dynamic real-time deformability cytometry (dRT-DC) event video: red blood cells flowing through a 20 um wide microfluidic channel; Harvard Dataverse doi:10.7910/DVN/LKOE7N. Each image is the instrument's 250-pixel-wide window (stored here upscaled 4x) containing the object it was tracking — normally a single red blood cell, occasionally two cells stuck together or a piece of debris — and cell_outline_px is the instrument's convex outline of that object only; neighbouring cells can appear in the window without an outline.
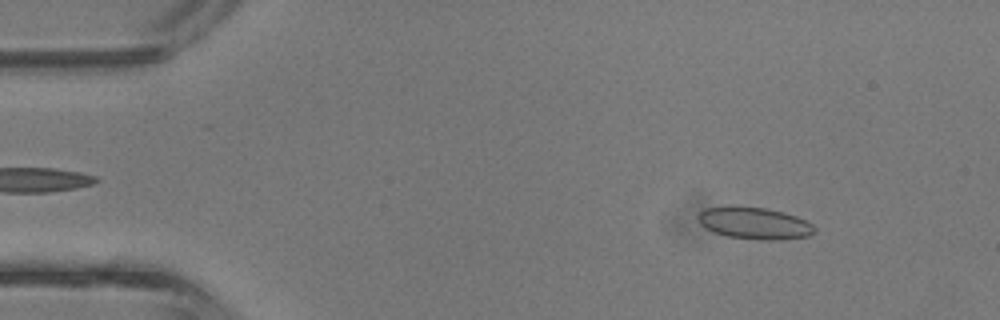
{"species": "common noctule bat (a hibernating species)", "species_latin": "Nyctalus noctula", "temperature_condition": "room temperature", "stored_images_in_passage": 42, "camera_frame_rate_fps": 3000, "um_per_image_px": 0.085, "animal": {"sex": "male", "body_mass_g": 13.3}, "frame": {"image": 1, "passage_image": 5, "time_ms": 1.333, "image_size_px": [1000, 320], "cell_outline_px": [[816, 232], [808, 236], [780, 240], [760, 240], [728, 236], [716, 232], [700, 224], [696, 216], [704, 208], [728, 204], [736, 204], [764, 208], [784, 212], [796, 216], [812, 224], [816, 228]], "centroid_in_image_um": [64.1, 18.94], "position_along_channel_um": 20.9, "area_um2": 22.08}}
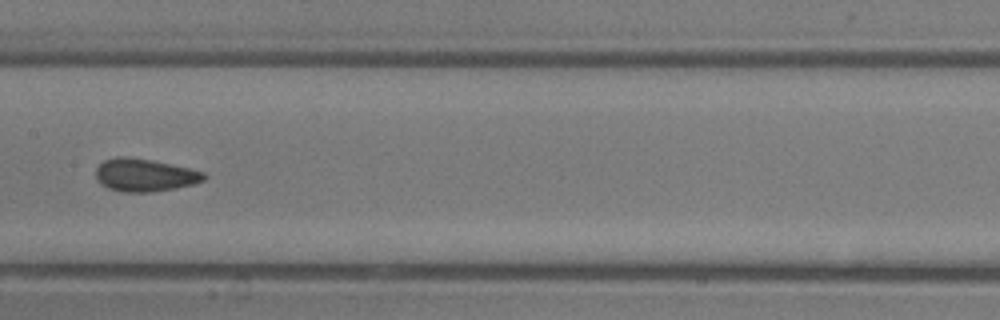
{"frame": {"image": 2, "passage_image": 21, "time_ms": 6.667, "image_size_px": [1000, 320], "cell_outline_px": [[208, 176], [204, 180], [192, 184], [172, 188], [148, 192], [124, 192], [108, 188], [100, 184], [96, 180], [96, 168], [104, 160], [116, 156], [128, 156], [152, 160], [188, 168], [204, 172]], "centroid_in_image_um": [12.26, 14.87], "position_along_channel_um": 195.1, "area_um2": 20.58}}
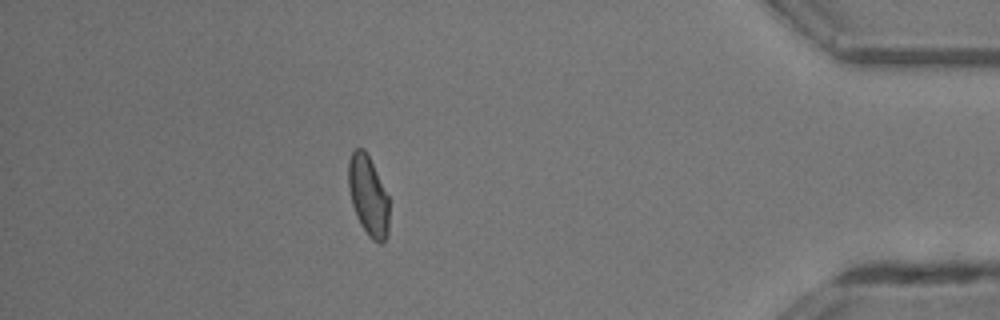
{"frame": {"image": 3, "passage_image": 37, "time_ms": 12.0, "image_size_px": [1000, 320], "cell_outline_px": [[388, 236], [380, 244], [372, 240], [368, 236], [360, 224], [352, 204], [348, 188], [348, 160], [352, 152], [356, 148], [364, 148], [388, 196]], "centroid_in_image_um": [31.28, 16.66], "position_along_channel_um": 403.9, "area_um2": 18.84}, "authors_computed_cell_mechanics": {"area_um2": 20.1144, "velocity_mm_per_s": 4.8259, "shape_relaxation_time_tau1_ms": 3.4067, "shape_relaxation_time_tau2_ms": 0.9653, "deformation_change_tau1": 0.0928, "deformation_change_tau2": 0.0626}}